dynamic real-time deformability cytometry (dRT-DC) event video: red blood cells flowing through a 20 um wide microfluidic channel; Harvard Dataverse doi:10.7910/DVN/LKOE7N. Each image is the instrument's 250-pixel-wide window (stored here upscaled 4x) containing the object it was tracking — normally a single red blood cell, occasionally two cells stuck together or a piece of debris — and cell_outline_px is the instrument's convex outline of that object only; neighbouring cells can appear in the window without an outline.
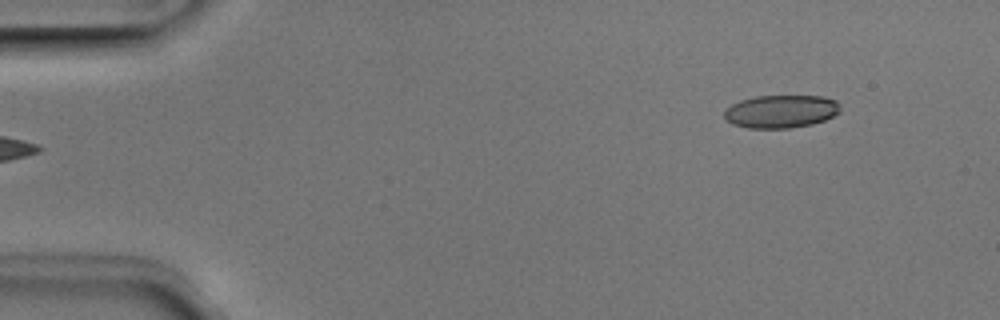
{"species": "Egyptian fruit bat (a non-hibernating species)", "species_latin": "Rousettus aegyptiacus", "temperature_condition": "room temperature", "stored_images_in_passage": 4, "segment_of_instrument_passage": [2, 2], "camera_frame_rate_fps": 3000, "um_per_image_px": 0.085, "animal": {"sex": "male"}, "frame": {"image": 1, "passage_image": 4, "time_ms": 1.0, "image_size_px": [1000, 320], "cell_outline_px": [[840, 112], [824, 120], [812, 124], [788, 128], [748, 128], [732, 124], [724, 120], [724, 112], [732, 104], [740, 100], [756, 96], [824, 96], [836, 100], [840, 104]], "centroid_in_image_um": [66.38, 9.47], "position_along_channel_um": 18.6, "area_um2": 22.37}}